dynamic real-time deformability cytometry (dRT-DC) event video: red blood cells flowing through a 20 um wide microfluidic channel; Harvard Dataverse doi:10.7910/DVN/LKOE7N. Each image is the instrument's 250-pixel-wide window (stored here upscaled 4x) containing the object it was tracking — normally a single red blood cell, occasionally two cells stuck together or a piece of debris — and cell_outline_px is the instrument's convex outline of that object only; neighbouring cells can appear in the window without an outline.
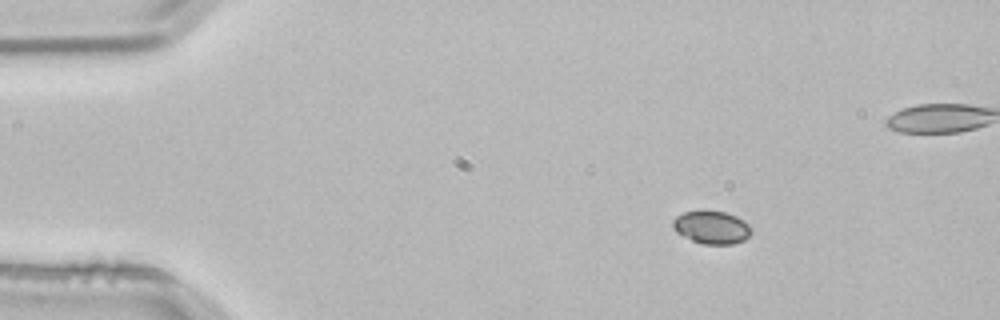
{"species": "common noctule bat (a hibernating species)", "species_latin": "Nyctalus noctula", "temperature_condition": "room temperature", "stored_images_in_passage": 4, "camera_frame_rate_fps": 3000, "um_per_image_px": 0.085, "animal": {"sex": "male", "body_mass_g": 21.5, "forearm_length_mm": 52.0}, "frame": {"image": 1, "passage_image": 1, "time_ms": 0.0, "image_size_px": [1000, 320], "cell_outline_px": [[752, 232], [744, 240], [732, 244], [704, 244], [692, 240], [676, 232], [672, 228], [672, 220], [676, 216], [684, 212], [704, 208], [724, 212], [736, 216], [744, 220], [752, 228]], "centroid_in_image_um": [60.47, 19.29], "position_along_channel_um": 24.5, "area_um2": 15.43}}